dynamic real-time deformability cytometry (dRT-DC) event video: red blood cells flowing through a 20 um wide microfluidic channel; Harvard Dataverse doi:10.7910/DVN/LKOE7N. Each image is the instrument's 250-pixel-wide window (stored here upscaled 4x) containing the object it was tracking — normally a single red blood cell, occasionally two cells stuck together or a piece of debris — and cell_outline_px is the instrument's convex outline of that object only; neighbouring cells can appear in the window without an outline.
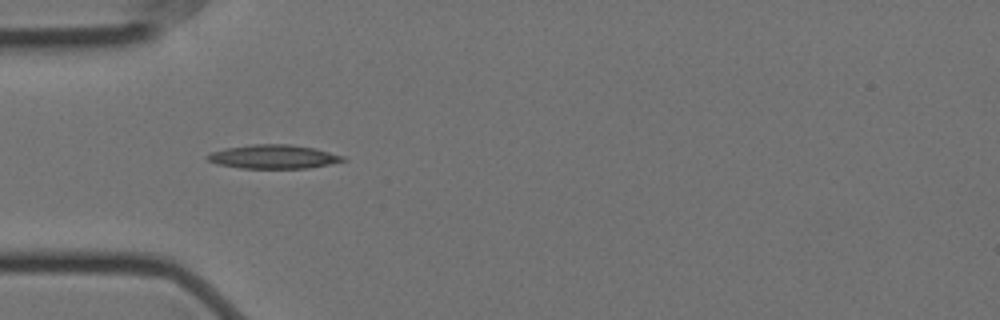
{"species": "Egyptian fruit bat (a non-hibernating species)", "species_latin": "Rousettus aegyptiacus", "temperature_condition": "cold", "stored_images_in_passage": 2, "camera_frame_rate_fps": 3000, "um_per_image_px": 0.085, "animal": {"sex": "female"}, "frame": {"image": 1, "passage_image": 1, "time_ms": 0.0, "image_size_px": [1000, 320], "cell_outline_px": [[348, 160], [308, 168], [240, 168], [216, 164], [208, 160], [204, 156], [208, 152], [224, 148], [252, 144], [292, 144], [312, 148], [344, 156]], "centroid_in_image_um": [23.17, 13.31], "position_along_channel_um": 61.8, "area_um2": 18.9}}
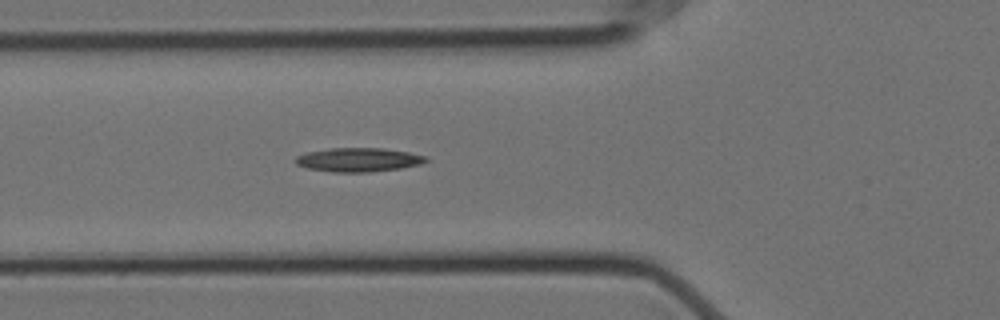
{"frame": {"image": 2, "passage_image": 2, "time_ms": 0.333, "image_size_px": [1000, 320], "cell_outline_px": [[428, 160], [420, 164], [400, 168], [368, 172], [332, 172], [308, 168], [296, 164], [296, 156], [308, 152], [328, 148], [384, 148], [408, 152], [428, 156]], "centroid_in_image_um": [30.48, 13.57], "position_along_channel_um": 95.3, "area_um2": 18.09}}